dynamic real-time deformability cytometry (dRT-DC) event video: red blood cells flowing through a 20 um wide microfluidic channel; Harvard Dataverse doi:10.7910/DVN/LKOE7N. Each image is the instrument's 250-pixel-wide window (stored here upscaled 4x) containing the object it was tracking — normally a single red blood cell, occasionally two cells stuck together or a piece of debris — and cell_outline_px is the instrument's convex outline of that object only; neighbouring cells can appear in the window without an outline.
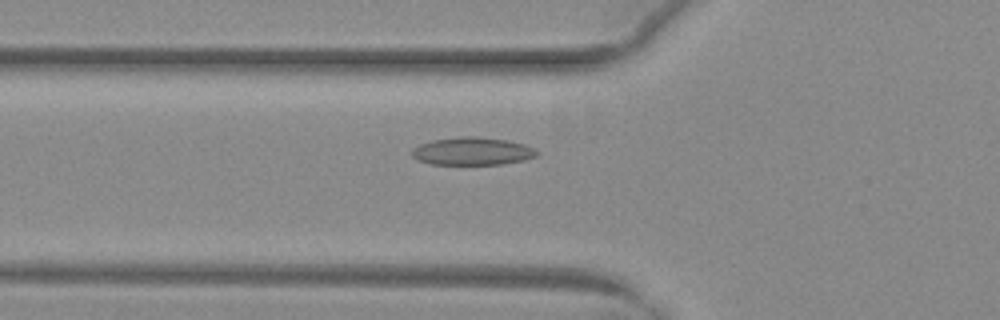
{"species": "common noctule bat (a hibernating species)", "species_latin": "Nyctalus noctula", "temperature_condition": "warm", "stored_images_in_passage": 31, "camera_frame_rate_fps": 3000, "um_per_image_px": 0.085, "animal": {"sex": "female", "body_mass_g": 29.2, "forearm_length_mm": 56.3}, "frame": {"image": 1, "passage_image": 2, "time_ms": 0.333, "image_size_px": [1000, 320], "cell_outline_px": [[540, 152], [536, 156], [524, 160], [504, 164], [432, 164], [420, 160], [412, 156], [412, 148], [420, 144], [432, 140], [460, 136], [476, 136], [508, 140], [524, 144]], "centroid_in_image_um": [40.16, 12.84], "position_along_channel_um": 85.6, "area_um2": 20.23}}
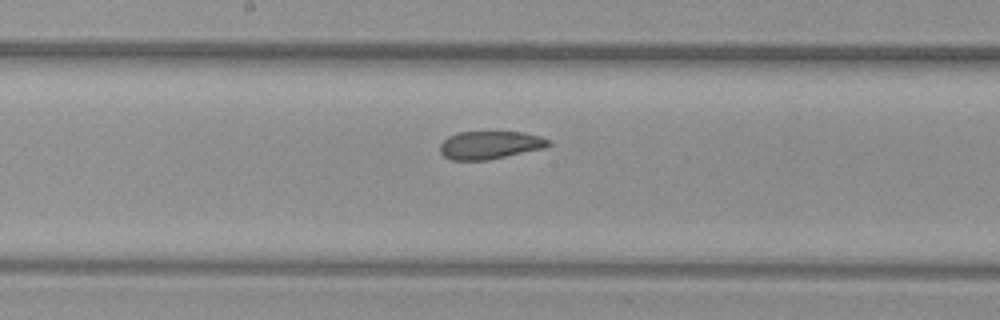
{"frame": {"image": 2, "passage_image": 11, "time_ms": 3.333, "image_size_px": [1000, 320], "cell_outline_px": [[552, 144], [544, 148], [488, 160], [448, 160], [440, 152], [440, 144], [448, 136], [460, 132], [524, 132], [540, 136], [548, 140]], "centroid_in_image_um": [41.63, 12.33], "position_along_channel_um": 206.6, "area_um2": 17.69}}
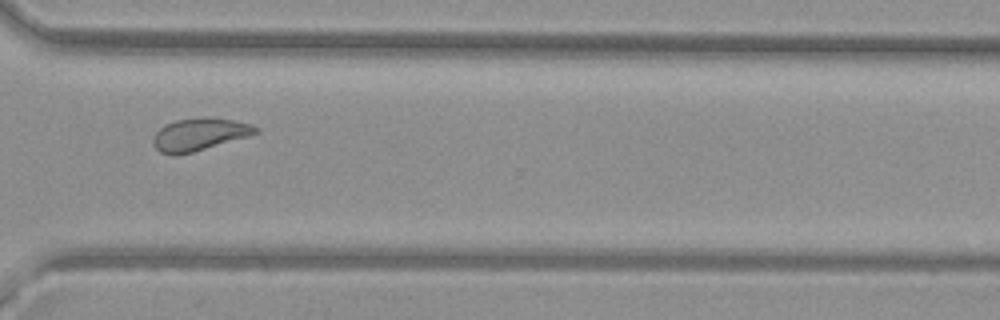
{"frame": {"image": 3, "passage_image": 22, "time_ms": 7.0, "image_size_px": [1000, 320], "cell_outline_px": [[260, 132], [248, 136], [192, 152], [176, 156], [172, 156], [160, 152], [152, 144], [152, 140], [156, 132], [160, 128], [176, 120], [232, 120], [252, 124], [260, 128]], "centroid_in_image_um": [16.93, 11.48], "position_along_channel_um": 353.7, "area_um2": 18.61}, "authors_computed_cell_mechanics": {"area_um2": 19.2474, "velocity_mm_per_s": 4.0151, "shape_relaxation_time_tau1_ms": 7.5972, "shape_relaxation_time_tau2_ms": 2.4357, "deformation_change_tau1": 0.1409, "deformation_change_tau2": 0.0757}}